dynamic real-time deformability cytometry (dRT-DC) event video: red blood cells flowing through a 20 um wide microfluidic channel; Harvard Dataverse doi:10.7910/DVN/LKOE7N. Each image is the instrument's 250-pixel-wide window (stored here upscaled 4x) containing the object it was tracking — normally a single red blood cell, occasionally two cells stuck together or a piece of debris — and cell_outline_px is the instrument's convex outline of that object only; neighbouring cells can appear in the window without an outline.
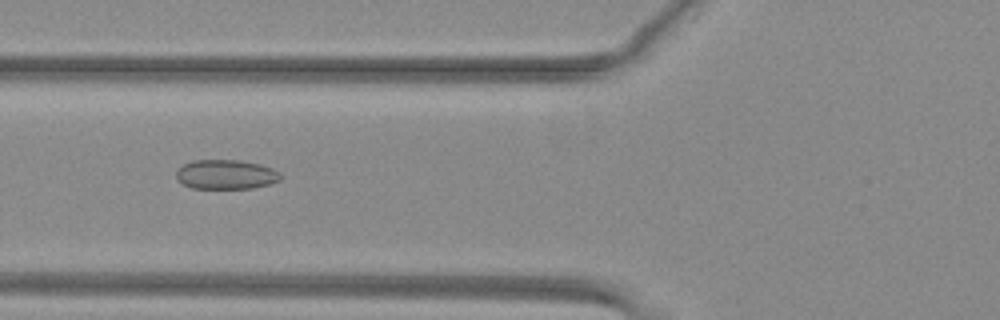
{"species": "common noctule bat (a hibernating species)", "species_latin": "Nyctalus noctula", "temperature_condition": "warm", "stored_images_in_passage": 24, "camera_frame_rate_fps": 3000, "um_per_image_px": 0.085, "animal": {"sex": "female", "body_mass_g": 29.2, "forearm_length_mm": 56.3}, "frame": {"image": 1, "passage_image": 21, "time_ms": 6.667, "image_size_px": [1000, 320], "cell_outline_px": [[284, 176], [280, 180], [268, 184], [252, 188], [192, 188], [180, 184], [176, 180], [176, 168], [192, 160], [240, 160], [260, 164], [272, 168], [280, 172]], "centroid_in_image_um": [19.18, 14.82], "position_along_channel_um": 106.6, "area_um2": 18.21}}